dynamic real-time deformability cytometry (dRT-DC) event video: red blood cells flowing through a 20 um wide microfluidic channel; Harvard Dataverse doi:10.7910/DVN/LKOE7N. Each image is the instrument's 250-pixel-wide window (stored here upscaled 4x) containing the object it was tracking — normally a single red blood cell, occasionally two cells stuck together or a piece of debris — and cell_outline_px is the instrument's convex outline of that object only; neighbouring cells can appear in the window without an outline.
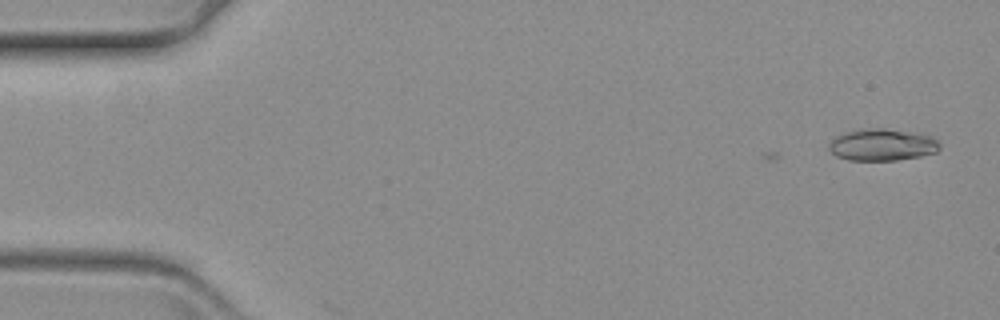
{"species": "common noctule bat (a hibernating species)", "species_latin": "Nyctalus noctula", "temperature_condition": "warm", "stored_images_in_passage": 3, "camera_frame_rate_fps": 3000, "um_per_image_px": 0.085, "animal": {"sex": "female", "body_mass_g": 19.3, "forearm_length_mm": 54.1}, "frame": {"image": 1, "passage_image": 3, "time_ms": 0.667, "image_size_px": [1000, 320], "cell_outline_px": [[940, 148], [936, 152], [920, 156], [896, 160], [852, 160], [836, 156], [828, 148], [828, 144], [836, 136], [844, 132], [856, 128], [884, 128], [928, 136], [936, 140], [940, 144]], "centroid_in_image_um": [74.93, 12.3], "position_along_channel_um": 10.1, "area_um2": 20.4}}